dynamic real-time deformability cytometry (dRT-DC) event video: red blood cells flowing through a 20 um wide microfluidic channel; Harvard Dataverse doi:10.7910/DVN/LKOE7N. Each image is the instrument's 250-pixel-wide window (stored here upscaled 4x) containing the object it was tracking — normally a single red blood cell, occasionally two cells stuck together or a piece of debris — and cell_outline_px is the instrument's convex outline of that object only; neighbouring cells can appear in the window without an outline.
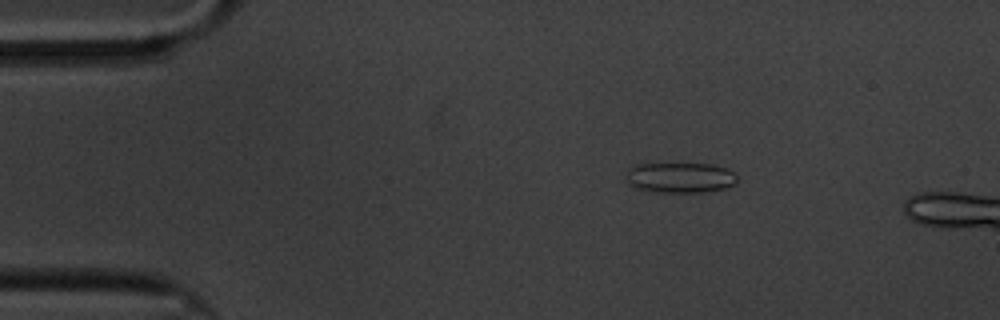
{"species": "common noctule bat (a hibernating species)", "species_latin": "Nyctalus noctula", "temperature_condition": "cold", "stored_images_in_passage": 10, "camera_frame_rate_fps": 3000, "um_per_image_px": 0.085, "animal": {"sex": "male", "body_mass_g": 20.1, "forearm_length_mm": 53.5}, "frame": {"image": 1, "passage_image": 4, "time_ms": 1.0, "image_size_px": [1000, 320], "cell_outline_px": [[740, 180], [736, 184], [724, 188], [704, 192], [656, 192], [636, 188], [628, 184], [628, 168], [636, 164], [708, 164], [724, 168], [736, 172]], "centroid_in_image_um": [57.86, 15.1], "position_along_channel_um": 27.1, "area_um2": 19.71}}